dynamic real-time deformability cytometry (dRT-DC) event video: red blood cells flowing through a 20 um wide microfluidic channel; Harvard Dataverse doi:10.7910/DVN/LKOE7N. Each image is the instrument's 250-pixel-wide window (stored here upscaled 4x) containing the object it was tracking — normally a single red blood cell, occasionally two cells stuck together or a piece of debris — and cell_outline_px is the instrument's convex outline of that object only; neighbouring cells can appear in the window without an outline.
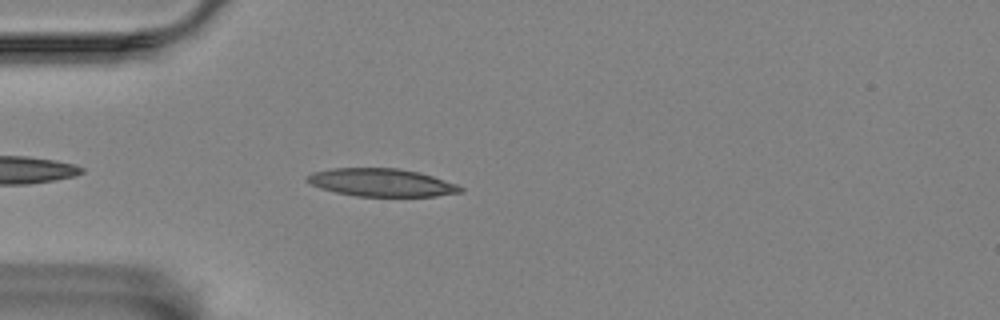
{"species": "Egyptian fruit bat (a non-hibernating species)", "species_latin": "Rousettus aegyptiacus", "temperature_condition": "room temperature", "stored_images_in_passage": 30, "camera_frame_rate_fps": 3000, "um_per_image_px": 0.085, "animal": {"sex": "female"}, "frame": {"image": 1, "passage_image": 4, "time_ms": 1.0, "image_size_px": [1000, 320], "cell_outline_px": [[464, 192], [436, 196], [356, 196], [336, 192], [320, 188], [304, 180], [304, 176], [312, 172], [332, 168], [396, 168], [420, 172], [456, 184], [464, 188]], "centroid_in_image_um": [32.4, 15.51], "position_along_channel_um": 52.6, "area_um2": 24.97}}
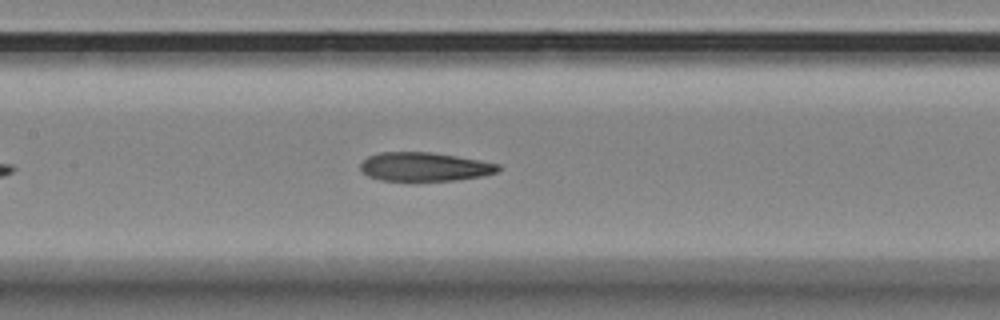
{"frame": {"image": 2, "passage_image": 15, "time_ms": 4.667, "image_size_px": [1000, 320], "cell_outline_px": [[500, 168], [496, 172], [484, 176], [456, 180], [412, 184], [380, 180], [368, 176], [360, 168], [360, 164], [368, 156], [380, 152], [428, 152], [456, 156], [480, 160], [500, 164]], "centroid_in_image_um": [36.06, 14.23], "position_along_channel_um": 171.3, "area_um2": 24.04}}
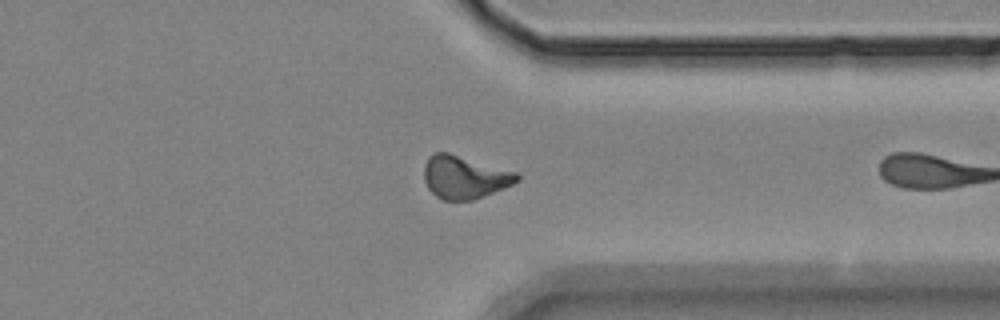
{"frame": {"image": 3, "passage_image": 29, "time_ms": 9.333, "image_size_px": [1000, 320], "cell_outline_px": [[520, 180], [504, 188], [472, 200], [444, 200], [436, 196], [428, 188], [424, 180], [424, 164], [428, 156], [432, 152], [448, 152], [516, 172], [520, 176]], "centroid_in_image_um": [39.45, 15.05], "position_along_channel_um": 371.9, "area_um2": 23.18}}